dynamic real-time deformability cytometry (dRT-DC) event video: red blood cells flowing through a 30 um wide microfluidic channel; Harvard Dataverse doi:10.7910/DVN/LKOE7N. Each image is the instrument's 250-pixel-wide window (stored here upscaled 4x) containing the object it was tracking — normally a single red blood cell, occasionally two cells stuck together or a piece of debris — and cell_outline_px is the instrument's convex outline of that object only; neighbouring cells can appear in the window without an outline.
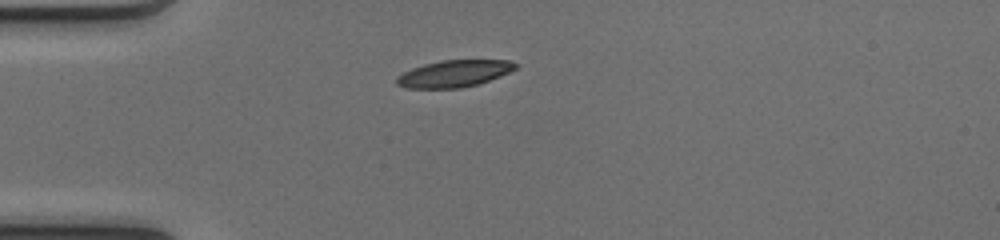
{"species": "common noctule bat (a hibernating species)", "species_latin": "Nyctalus noctula", "temperature_condition": "cold", "stored_images_in_passage": 37, "camera_frame_rate_fps": 3000, "um_per_image_px": 0.085, "animal": {"sex": "female", "body_mass_g": 17.0, "forearm_length_mm": 48.0}, "frame": {"image": 1, "passage_image": 1, "time_ms": 0.0, "image_size_px": [1000, 240], "cell_outline_px": [[520, 64], [516, 68], [500, 76], [476, 84], [460, 88], [404, 88], [396, 84], [396, 76], [412, 68], [424, 64], [440, 60], [512, 60]], "centroid_in_image_um": [38.59, 6.25], "position_along_channel_um": 46.4, "area_um2": 18.61}}
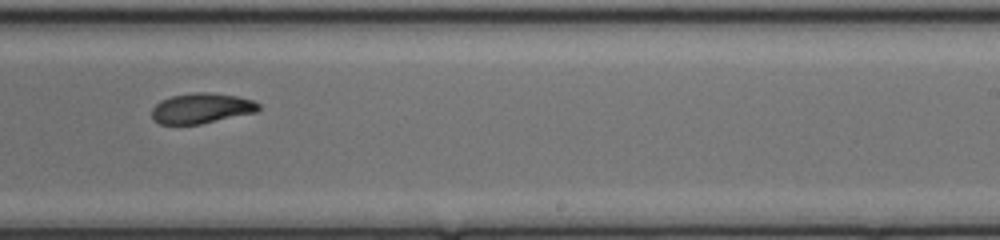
{"frame": {"image": 2, "passage_image": 19, "time_ms": 6.0, "image_size_px": [1000, 240], "cell_outline_px": [[260, 108], [256, 112], [200, 124], [160, 124], [152, 116], [152, 108], [160, 100], [172, 96], [192, 92], [208, 92], [236, 96], [252, 100], [260, 104]], "centroid_in_image_um": [17.12, 9.19], "position_along_channel_um": 271.9, "area_um2": 18.73}}
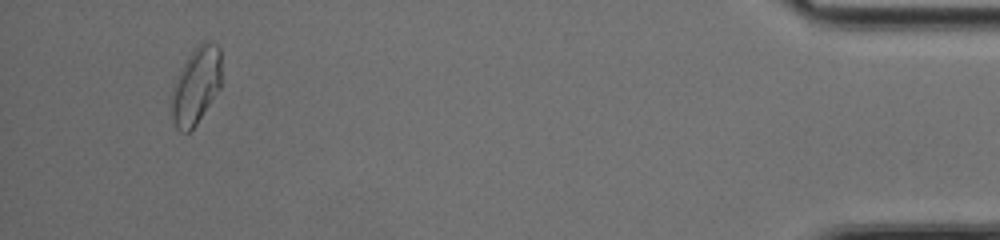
{"frame": {"image": 3, "passage_image": 35, "time_ms": 11.333, "image_size_px": [1000, 240], "cell_outline_px": [[220, 88], [196, 124], [188, 132], [180, 132], [176, 128], [168, 112], [168, 100], [172, 88], [188, 56], [196, 44], [200, 40], [208, 40], [216, 44], [220, 48]], "centroid_in_image_um": [16.6, 7.29], "position_along_channel_um": 418.6, "area_um2": 22.89}, "authors_computed_cell_mechanics": {"area_um2": 19.8254, "velocity_mm_per_s": 4.1105, "shape_relaxation_time_tau1_ms": 4.1169, "shape_relaxation_time_tau2_ms": 6.0428, "deformation_change_tau1": 0.1372, "deformation_change_tau2": 0.1182}}